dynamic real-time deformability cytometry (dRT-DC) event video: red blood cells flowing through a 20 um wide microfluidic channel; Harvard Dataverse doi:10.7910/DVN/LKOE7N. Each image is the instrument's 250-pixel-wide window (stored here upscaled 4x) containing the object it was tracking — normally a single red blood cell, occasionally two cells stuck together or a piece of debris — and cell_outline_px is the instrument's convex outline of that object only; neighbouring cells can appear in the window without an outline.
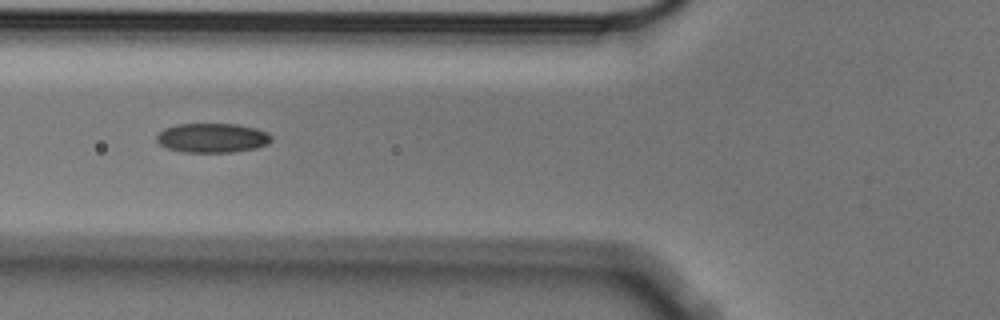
{"species": "Egyptian fruit bat (a non-hibernating species)", "species_latin": "Rousettus aegyptiacus", "temperature_condition": "cold", "stored_images_in_passage": 9, "camera_frame_rate_fps": 3000, "um_per_image_px": 0.085, "animal": {"sex": "male"}, "frame": {"image": 1, "passage_image": 6, "time_ms": 1.667, "image_size_px": [1000, 320], "cell_outline_px": [[272, 140], [268, 144], [256, 148], [232, 152], [184, 152], [168, 148], [160, 144], [156, 140], [156, 136], [164, 128], [176, 124], [236, 124], [256, 128], [268, 132], [272, 136]], "centroid_in_image_um": [18.07, 11.72], "position_along_channel_um": 107.7, "area_um2": 19.71}}
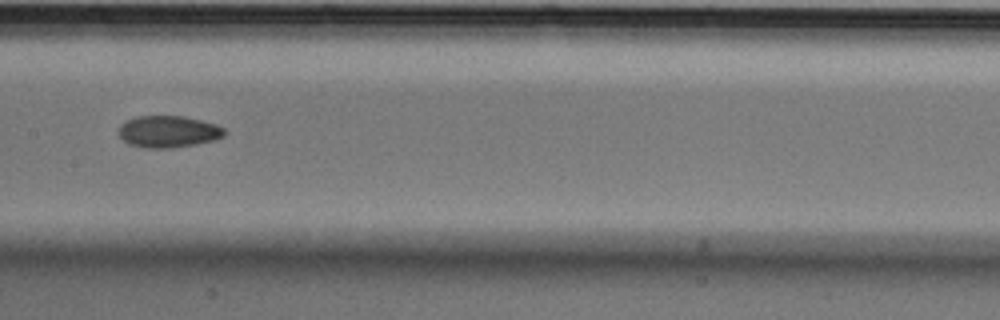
{"frame": {"image": 2, "passage_image": 8, "time_ms": 2.333, "image_size_px": [1000, 320], "cell_outline_px": [[224, 136], [216, 140], [196, 144], [172, 148], [144, 148], [128, 144], [120, 136], [120, 124], [136, 116], [184, 116], [216, 124], [224, 128]], "centroid_in_image_um": [14.32, 11.19], "position_along_channel_um": 193.1, "area_um2": 19.59}}
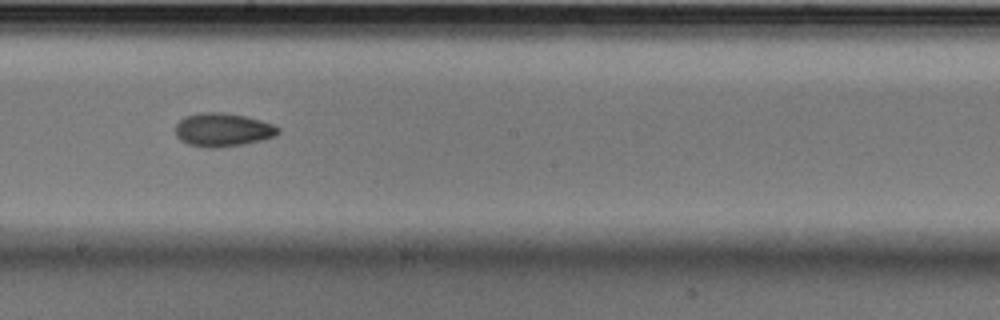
{"frame": {"image": 3, "passage_image": 9, "time_ms": 2.667, "image_size_px": [1000, 320], "cell_outline_px": [[280, 132], [276, 136], [244, 144], [216, 148], [204, 148], [188, 144], [180, 140], [176, 136], [176, 124], [184, 116], [200, 112], [224, 112], [244, 116], [260, 120], [272, 124], [280, 128]], "centroid_in_image_um": [18.92, 11.03], "position_along_channel_um": 229.3, "area_um2": 20.17}}